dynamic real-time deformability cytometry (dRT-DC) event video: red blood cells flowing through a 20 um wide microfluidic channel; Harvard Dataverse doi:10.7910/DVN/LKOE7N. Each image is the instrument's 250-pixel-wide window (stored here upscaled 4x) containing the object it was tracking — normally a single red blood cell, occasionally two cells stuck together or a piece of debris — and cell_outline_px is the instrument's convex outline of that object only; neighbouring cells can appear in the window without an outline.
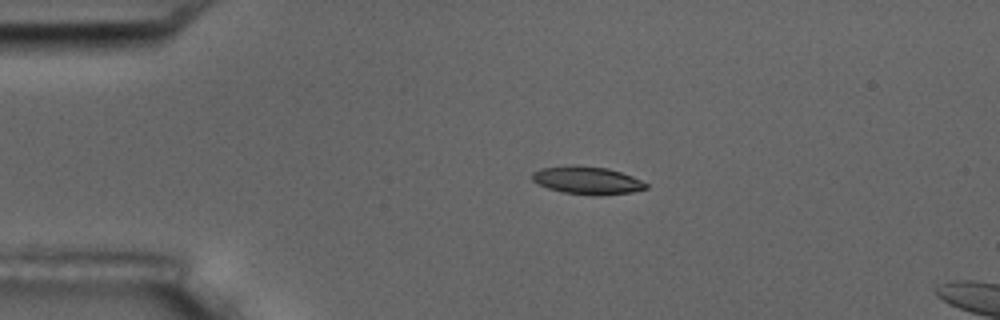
{"species": "common noctule bat (a hibernating species)", "species_latin": "Nyctalus noctula", "temperature_condition": "room temperature", "stored_images_in_passage": 5, "camera_frame_rate_fps": 3000, "um_per_image_px": 0.085, "animal": {"sex": "male", "body_mass_g": 17.5, "forearm_length_mm": 52.3}, "frame": {"image": 1, "passage_image": 2, "time_ms": 1.333, "image_size_px": [1000, 320], "cell_outline_px": [[648, 188], [632, 192], [600, 196], [564, 192], [548, 188], [536, 184], [532, 180], [532, 172], [540, 168], [572, 164], [576, 164], [608, 168], [632, 176], [648, 184]], "centroid_in_image_um": [49.89, 15.32], "position_along_channel_um": 35.1, "area_um2": 18.67}}